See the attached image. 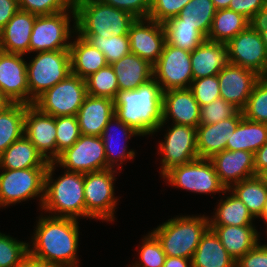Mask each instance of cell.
Listing matches in <instances>:
<instances>
[{
	"mask_svg": "<svg viewBox=\"0 0 267 267\" xmlns=\"http://www.w3.org/2000/svg\"><path fill=\"white\" fill-rule=\"evenodd\" d=\"M77 220L41 215L33 233L34 237H31L32 245H28L29 254L57 267H78L80 232Z\"/></svg>",
	"mask_w": 267,
	"mask_h": 267,
	"instance_id": "1",
	"label": "cell"
},
{
	"mask_svg": "<svg viewBox=\"0 0 267 267\" xmlns=\"http://www.w3.org/2000/svg\"><path fill=\"white\" fill-rule=\"evenodd\" d=\"M162 96L163 91L154 79L137 89L118 91L114 114L141 136L153 135L163 121Z\"/></svg>",
	"mask_w": 267,
	"mask_h": 267,
	"instance_id": "2",
	"label": "cell"
},
{
	"mask_svg": "<svg viewBox=\"0 0 267 267\" xmlns=\"http://www.w3.org/2000/svg\"><path fill=\"white\" fill-rule=\"evenodd\" d=\"M56 167L55 162L48 163L44 199L40 208L51 212L54 217L86 218L84 173L65 171L55 180L53 173Z\"/></svg>",
	"mask_w": 267,
	"mask_h": 267,
	"instance_id": "3",
	"label": "cell"
},
{
	"mask_svg": "<svg viewBox=\"0 0 267 267\" xmlns=\"http://www.w3.org/2000/svg\"><path fill=\"white\" fill-rule=\"evenodd\" d=\"M78 35H128L136 20L130 13L102 3L100 0H79L74 4Z\"/></svg>",
	"mask_w": 267,
	"mask_h": 267,
	"instance_id": "4",
	"label": "cell"
},
{
	"mask_svg": "<svg viewBox=\"0 0 267 267\" xmlns=\"http://www.w3.org/2000/svg\"><path fill=\"white\" fill-rule=\"evenodd\" d=\"M209 227L208 216H177L159 225L152 233L161 243L166 256L192 259Z\"/></svg>",
	"mask_w": 267,
	"mask_h": 267,
	"instance_id": "5",
	"label": "cell"
},
{
	"mask_svg": "<svg viewBox=\"0 0 267 267\" xmlns=\"http://www.w3.org/2000/svg\"><path fill=\"white\" fill-rule=\"evenodd\" d=\"M71 74L70 50L37 52L27 63L30 104Z\"/></svg>",
	"mask_w": 267,
	"mask_h": 267,
	"instance_id": "6",
	"label": "cell"
},
{
	"mask_svg": "<svg viewBox=\"0 0 267 267\" xmlns=\"http://www.w3.org/2000/svg\"><path fill=\"white\" fill-rule=\"evenodd\" d=\"M71 16L74 29L70 28ZM72 33L76 34L75 9L37 16L30 37L29 53L69 50L71 41L68 40L73 37Z\"/></svg>",
	"mask_w": 267,
	"mask_h": 267,
	"instance_id": "7",
	"label": "cell"
},
{
	"mask_svg": "<svg viewBox=\"0 0 267 267\" xmlns=\"http://www.w3.org/2000/svg\"><path fill=\"white\" fill-rule=\"evenodd\" d=\"M86 96L85 80L71 73L39 96L33 105L54 117L76 116Z\"/></svg>",
	"mask_w": 267,
	"mask_h": 267,
	"instance_id": "8",
	"label": "cell"
},
{
	"mask_svg": "<svg viewBox=\"0 0 267 267\" xmlns=\"http://www.w3.org/2000/svg\"><path fill=\"white\" fill-rule=\"evenodd\" d=\"M117 169H104L84 173L86 218L114 221L118 198L114 196Z\"/></svg>",
	"mask_w": 267,
	"mask_h": 267,
	"instance_id": "9",
	"label": "cell"
},
{
	"mask_svg": "<svg viewBox=\"0 0 267 267\" xmlns=\"http://www.w3.org/2000/svg\"><path fill=\"white\" fill-rule=\"evenodd\" d=\"M1 170L3 171L0 174V207L34 197H40V206H42L47 168Z\"/></svg>",
	"mask_w": 267,
	"mask_h": 267,
	"instance_id": "10",
	"label": "cell"
},
{
	"mask_svg": "<svg viewBox=\"0 0 267 267\" xmlns=\"http://www.w3.org/2000/svg\"><path fill=\"white\" fill-rule=\"evenodd\" d=\"M171 186L196 193H222L227 189L219 181L215 168L206 158H197L191 162L176 166L163 176Z\"/></svg>",
	"mask_w": 267,
	"mask_h": 267,
	"instance_id": "11",
	"label": "cell"
},
{
	"mask_svg": "<svg viewBox=\"0 0 267 267\" xmlns=\"http://www.w3.org/2000/svg\"><path fill=\"white\" fill-rule=\"evenodd\" d=\"M191 52L165 42L162 54L153 65V79L163 92L189 88L193 81Z\"/></svg>",
	"mask_w": 267,
	"mask_h": 267,
	"instance_id": "12",
	"label": "cell"
},
{
	"mask_svg": "<svg viewBox=\"0 0 267 267\" xmlns=\"http://www.w3.org/2000/svg\"><path fill=\"white\" fill-rule=\"evenodd\" d=\"M69 172L89 173L107 169L101 136L83 135L54 161Z\"/></svg>",
	"mask_w": 267,
	"mask_h": 267,
	"instance_id": "13",
	"label": "cell"
},
{
	"mask_svg": "<svg viewBox=\"0 0 267 267\" xmlns=\"http://www.w3.org/2000/svg\"><path fill=\"white\" fill-rule=\"evenodd\" d=\"M165 141L159 143L158 153L162 155L160 174L191 162L198 157L196 128L173 124L165 134Z\"/></svg>",
	"mask_w": 267,
	"mask_h": 267,
	"instance_id": "14",
	"label": "cell"
},
{
	"mask_svg": "<svg viewBox=\"0 0 267 267\" xmlns=\"http://www.w3.org/2000/svg\"><path fill=\"white\" fill-rule=\"evenodd\" d=\"M228 61L267 77V55L261 36L250 26L233 37L228 43Z\"/></svg>",
	"mask_w": 267,
	"mask_h": 267,
	"instance_id": "15",
	"label": "cell"
},
{
	"mask_svg": "<svg viewBox=\"0 0 267 267\" xmlns=\"http://www.w3.org/2000/svg\"><path fill=\"white\" fill-rule=\"evenodd\" d=\"M130 51L154 65L160 58L166 34L163 23L149 18L136 19L129 28Z\"/></svg>",
	"mask_w": 267,
	"mask_h": 267,
	"instance_id": "16",
	"label": "cell"
},
{
	"mask_svg": "<svg viewBox=\"0 0 267 267\" xmlns=\"http://www.w3.org/2000/svg\"><path fill=\"white\" fill-rule=\"evenodd\" d=\"M23 54L0 53V90L11 101L30 105L27 62Z\"/></svg>",
	"mask_w": 267,
	"mask_h": 267,
	"instance_id": "17",
	"label": "cell"
},
{
	"mask_svg": "<svg viewBox=\"0 0 267 267\" xmlns=\"http://www.w3.org/2000/svg\"><path fill=\"white\" fill-rule=\"evenodd\" d=\"M24 135L48 162L57 159L56 117L41 112L33 104L26 105Z\"/></svg>",
	"mask_w": 267,
	"mask_h": 267,
	"instance_id": "18",
	"label": "cell"
},
{
	"mask_svg": "<svg viewBox=\"0 0 267 267\" xmlns=\"http://www.w3.org/2000/svg\"><path fill=\"white\" fill-rule=\"evenodd\" d=\"M220 96L242 111L252 90L261 78L256 72L228 63L217 75Z\"/></svg>",
	"mask_w": 267,
	"mask_h": 267,
	"instance_id": "19",
	"label": "cell"
},
{
	"mask_svg": "<svg viewBox=\"0 0 267 267\" xmlns=\"http://www.w3.org/2000/svg\"><path fill=\"white\" fill-rule=\"evenodd\" d=\"M163 121L160 130L168 119L173 124H182L197 128L200 124V105L189 88L173 89L163 92L162 96ZM170 116V117H169Z\"/></svg>",
	"mask_w": 267,
	"mask_h": 267,
	"instance_id": "20",
	"label": "cell"
},
{
	"mask_svg": "<svg viewBox=\"0 0 267 267\" xmlns=\"http://www.w3.org/2000/svg\"><path fill=\"white\" fill-rule=\"evenodd\" d=\"M219 181L229 189L232 184L255 176L254 153L224 150L210 158Z\"/></svg>",
	"mask_w": 267,
	"mask_h": 267,
	"instance_id": "21",
	"label": "cell"
},
{
	"mask_svg": "<svg viewBox=\"0 0 267 267\" xmlns=\"http://www.w3.org/2000/svg\"><path fill=\"white\" fill-rule=\"evenodd\" d=\"M238 111L233 117L214 124H199L196 128L197 152L199 158L210 159L213 155L226 150V144L243 118Z\"/></svg>",
	"mask_w": 267,
	"mask_h": 267,
	"instance_id": "22",
	"label": "cell"
},
{
	"mask_svg": "<svg viewBox=\"0 0 267 267\" xmlns=\"http://www.w3.org/2000/svg\"><path fill=\"white\" fill-rule=\"evenodd\" d=\"M114 113L113 99L87 95L76 115L81 134L101 136Z\"/></svg>",
	"mask_w": 267,
	"mask_h": 267,
	"instance_id": "23",
	"label": "cell"
},
{
	"mask_svg": "<svg viewBox=\"0 0 267 267\" xmlns=\"http://www.w3.org/2000/svg\"><path fill=\"white\" fill-rule=\"evenodd\" d=\"M37 15L18 10L0 31V46L8 53H29L30 37Z\"/></svg>",
	"mask_w": 267,
	"mask_h": 267,
	"instance_id": "24",
	"label": "cell"
},
{
	"mask_svg": "<svg viewBox=\"0 0 267 267\" xmlns=\"http://www.w3.org/2000/svg\"><path fill=\"white\" fill-rule=\"evenodd\" d=\"M190 62L193 80L218 75L229 63L227 44L205 39L191 51Z\"/></svg>",
	"mask_w": 267,
	"mask_h": 267,
	"instance_id": "25",
	"label": "cell"
},
{
	"mask_svg": "<svg viewBox=\"0 0 267 267\" xmlns=\"http://www.w3.org/2000/svg\"><path fill=\"white\" fill-rule=\"evenodd\" d=\"M119 91L137 89L153 79V65L132 52L111 64Z\"/></svg>",
	"mask_w": 267,
	"mask_h": 267,
	"instance_id": "26",
	"label": "cell"
},
{
	"mask_svg": "<svg viewBox=\"0 0 267 267\" xmlns=\"http://www.w3.org/2000/svg\"><path fill=\"white\" fill-rule=\"evenodd\" d=\"M217 234L227 253L237 261L251 250L260 240L254 226L210 225Z\"/></svg>",
	"mask_w": 267,
	"mask_h": 267,
	"instance_id": "27",
	"label": "cell"
},
{
	"mask_svg": "<svg viewBox=\"0 0 267 267\" xmlns=\"http://www.w3.org/2000/svg\"><path fill=\"white\" fill-rule=\"evenodd\" d=\"M48 163L25 135L0 155V169L47 168Z\"/></svg>",
	"mask_w": 267,
	"mask_h": 267,
	"instance_id": "28",
	"label": "cell"
},
{
	"mask_svg": "<svg viewBox=\"0 0 267 267\" xmlns=\"http://www.w3.org/2000/svg\"><path fill=\"white\" fill-rule=\"evenodd\" d=\"M70 44L71 73L86 79L107 65L104 54L76 33Z\"/></svg>",
	"mask_w": 267,
	"mask_h": 267,
	"instance_id": "29",
	"label": "cell"
},
{
	"mask_svg": "<svg viewBox=\"0 0 267 267\" xmlns=\"http://www.w3.org/2000/svg\"><path fill=\"white\" fill-rule=\"evenodd\" d=\"M191 261L192 267H236V261L210 227L203 234Z\"/></svg>",
	"mask_w": 267,
	"mask_h": 267,
	"instance_id": "30",
	"label": "cell"
},
{
	"mask_svg": "<svg viewBox=\"0 0 267 267\" xmlns=\"http://www.w3.org/2000/svg\"><path fill=\"white\" fill-rule=\"evenodd\" d=\"M113 125L116 128H119V130H121L123 137L125 136L124 137L125 139H123L125 141L127 139H130L132 136H141V135L138 132H136L132 127L128 126L127 124H124L115 114L108 121L107 125L105 126V128L101 134V138H102V141L104 144V149H105L107 169L108 168L114 169L116 163H117L116 166L119 165L117 168L120 169V168H122L120 166V164L122 165V163L126 159H129V160L132 159L133 160V158L135 157V152L132 149L128 151L127 150L128 146L127 145L124 146L125 145L124 141H123V146L120 147L121 148L120 150H119V148L118 149L116 148V146H117L116 143H117L118 139H117V141L115 140V135L116 136L118 135V134H116L118 131L115 132V134L113 133V135H111V131H112L111 128L114 127ZM116 128H113V130ZM113 141L115 143H113ZM118 161L120 162L119 164H118Z\"/></svg>",
	"mask_w": 267,
	"mask_h": 267,
	"instance_id": "31",
	"label": "cell"
},
{
	"mask_svg": "<svg viewBox=\"0 0 267 267\" xmlns=\"http://www.w3.org/2000/svg\"><path fill=\"white\" fill-rule=\"evenodd\" d=\"M267 142V124L253 122L245 117L241 119L231 138L228 139L226 150H243L255 153Z\"/></svg>",
	"mask_w": 267,
	"mask_h": 267,
	"instance_id": "32",
	"label": "cell"
},
{
	"mask_svg": "<svg viewBox=\"0 0 267 267\" xmlns=\"http://www.w3.org/2000/svg\"><path fill=\"white\" fill-rule=\"evenodd\" d=\"M249 26V20L228 8L216 11L207 40L227 44Z\"/></svg>",
	"mask_w": 267,
	"mask_h": 267,
	"instance_id": "33",
	"label": "cell"
},
{
	"mask_svg": "<svg viewBox=\"0 0 267 267\" xmlns=\"http://www.w3.org/2000/svg\"><path fill=\"white\" fill-rule=\"evenodd\" d=\"M26 104L12 103L0 111V155L24 136Z\"/></svg>",
	"mask_w": 267,
	"mask_h": 267,
	"instance_id": "34",
	"label": "cell"
},
{
	"mask_svg": "<svg viewBox=\"0 0 267 267\" xmlns=\"http://www.w3.org/2000/svg\"><path fill=\"white\" fill-rule=\"evenodd\" d=\"M220 199L215 214L210 218L209 225L253 226L254 217L247 206L232 193Z\"/></svg>",
	"mask_w": 267,
	"mask_h": 267,
	"instance_id": "35",
	"label": "cell"
},
{
	"mask_svg": "<svg viewBox=\"0 0 267 267\" xmlns=\"http://www.w3.org/2000/svg\"><path fill=\"white\" fill-rule=\"evenodd\" d=\"M227 192H232L241 200L254 218H258L262 213L267 198V187L257 175L232 185Z\"/></svg>",
	"mask_w": 267,
	"mask_h": 267,
	"instance_id": "36",
	"label": "cell"
},
{
	"mask_svg": "<svg viewBox=\"0 0 267 267\" xmlns=\"http://www.w3.org/2000/svg\"><path fill=\"white\" fill-rule=\"evenodd\" d=\"M217 9L212 0H191L177 15L181 24L194 26L207 38Z\"/></svg>",
	"mask_w": 267,
	"mask_h": 267,
	"instance_id": "37",
	"label": "cell"
},
{
	"mask_svg": "<svg viewBox=\"0 0 267 267\" xmlns=\"http://www.w3.org/2000/svg\"><path fill=\"white\" fill-rule=\"evenodd\" d=\"M166 42L186 51H193L206 38L189 24H181L178 16L172 17L163 23Z\"/></svg>",
	"mask_w": 267,
	"mask_h": 267,
	"instance_id": "38",
	"label": "cell"
},
{
	"mask_svg": "<svg viewBox=\"0 0 267 267\" xmlns=\"http://www.w3.org/2000/svg\"><path fill=\"white\" fill-rule=\"evenodd\" d=\"M105 56L107 64H112L130 53L129 35H112L105 38L101 35H79Z\"/></svg>",
	"mask_w": 267,
	"mask_h": 267,
	"instance_id": "39",
	"label": "cell"
},
{
	"mask_svg": "<svg viewBox=\"0 0 267 267\" xmlns=\"http://www.w3.org/2000/svg\"><path fill=\"white\" fill-rule=\"evenodd\" d=\"M87 95L115 99L119 91L117 77L111 64L85 79Z\"/></svg>",
	"mask_w": 267,
	"mask_h": 267,
	"instance_id": "40",
	"label": "cell"
},
{
	"mask_svg": "<svg viewBox=\"0 0 267 267\" xmlns=\"http://www.w3.org/2000/svg\"><path fill=\"white\" fill-rule=\"evenodd\" d=\"M242 112L250 121L267 124V77L257 81Z\"/></svg>",
	"mask_w": 267,
	"mask_h": 267,
	"instance_id": "41",
	"label": "cell"
},
{
	"mask_svg": "<svg viewBox=\"0 0 267 267\" xmlns=\"http://www.w3.org/2000/svg\"><path fill=\"white\" fill-rule=\"evenodd\" d=\"M28 245L0 232V267H19L29 254Z\"/></svg>",
	"mask_w": 267,
	"mask_h": 267,
	"instance_id": "42",
	"label": "cell"
},
{
	"mask_svg": "<svg viewBox=\"0 0 267 267\" xmlns=\"http://www.w3.org/2000/svg\"><path fill=\"white\" fill-rule=\"evenodd\" d=\"M142 241L139 248V261L131 267H163L167 256L156 236L149 232Z\"/></svg>",
	"mask_w": 267,
	"mask_h": 267,
	"instance_id": "43",
	"label": "cell"
},
{
	"mask_svg": "<svg viewBox=\"0 0 267 267\" xmlns=\"http://www.w3.org/2000/svg\"><path fill=\"white\" fill-rule=\"evenodd\" d=\"M81 136L76 116L56 117L57 158Z\"/></svg>",
	"mask_w": 267,
	"mask_h": 267,
	"instance_id": "44",
	"label": "cell"
},
{
	"mask_svg": "<svg viewBox=\"0 0 267 267\" xmlns=\"http://www.w3.org/2000/svg\"><path fill=\"white\" fill-rule=\"evenodd\" d=\"M239 111L233 104L226 102L222 97L211 103L201 106L200 124H214L221 120L233 117Z\"/></svg>",
	"mask_w": 267,
	"mask_h": 267,
	"instance_id": "45",
	"label": "cell"
},
{
	"mask_svg": "<svg viewBox=\"0 0 267 267\" xmlns=\"http://www.w3.org/2000/svg\"><path fill=\"white\" fill-rule=\"evenodd\" d=\"M18 6L20 10L37 16L75 9L70 0H18Z\"/></svg>",
	"mask_w": 267,
	"mask_h": 267,
	"instance_id": "46",
	"label": "cell"
},
{
	"mask_svg": "<svg viewBox=\"0 0 267 267\" xmlns=\"http://www.w3.org/2000/svg\"><path fill=\"white\" fill-rule=\"evenodd\" d=\"M189 89L200 107L221 97L217 75L194 79Z\"/></svg>",
	"mask_w": 267,
	"mask_h": 267,
	"instance_id": "47",
	"label": "cell"
},
{
	"mask_svg": "<svg viewBox=\"0 0 267 267\" xmlns=\"http://www.w3.org/2000/svg\"><path fill=\"white\" fill-rule=\"evenodd\" d=\"M191 0H151L148 18L159 23H164L177 16L184 6Z\"/></svg>",
	"mask_w": 267,
	"mask_h": 267,
	"instance_id": "48",
	"label": "cell"
},
{
	"mask_svg": "<svg viewBox=\"0 0 267 267\" xmlns=\"http://www.w3.org/2000/svg\"><path fill=\"white\" fill-rule=\"evenodd\" d=\"M102 3L130 13L136 19L148 18L151 0H100Z\"/></svg>",
	"mask_w": 267,
	"mask_h": 267,
	"instance_id": "49",
	"label": "cell"
},
{
	"mask_svg": "<svg viewBox=\"0 0 267 267\" xmlns=\"http://www.w3.org/2000/svg\"><path fill=\"white\" fill-rule=\"evenodd\" d=\"M258 242L236 261V267H267V244Z\"/></svg>",
	"mask_w": 267,
	"mask_h": 267,
	"instance_id": "50",
	"label": "cell"
},
{
	"mask_svg": "<svg viewBox=\"0 0 267 267\" xmlns=\"http://www.w3.org/2000/svg\"><path fill=\"white\" fill-rule=\"evenodd\" d=\"M266 3L267 0H231L228 9L233 10L250 20Z\"/></svg>",
	"mask_w": 267,
	"mask_h": 267,
	"instance_id": "51",
	"label": "cell"
},
{
	"mask_svg": "<svg viewBox=\"0 0 267 267\" xmlns=\"http://www.w3.org/2000/svg\"><path fill=\"white\" fill-rule=\"evenodd\" d=\"M18 10V0H0V31Z\"/></svg>",
	"mask_w": 267,
	"mask_h": 267,
	"instance_id": "52",
	"label": "cell"
},
{
	"mask_svg": "<svg viewBox=\"0 0 267 267\" xmlns=\"http://www.w3.org/2000/svg\"><path fill=\"white\" fill-rule=\"evenodd\" d=\"M249 26L259 34L266 31L267 3L252 16V18L249 20Z\"/></svg>",
	"mask_w": 267,
	"mask_h": 267,
	"instance_id": "53",
	"label": "cell"
},
{
	"mask_svg": "<svg viewBox=\"0 0 267 267\" xmlns=\"http://www.w3.org/2000/svg\"><path fill=\"white\" fill-rule=\"evenodd\" d=\"M255 174L267 168V142L254 153Z\"/></svg>",
	"mask_w": 267,
	"mask_h": 267,
	"instance_id": "54",
	"label": "cell"
},
{
	"mask_svg": "<svg viewBox=\"0 0 267 267\" xmlns=\"http://www.w3.org/2000/svg\"><path fill=\"white\" fill-rule=\"evenodd\" d=\"M163 267H192L191 259L167 256Z\"/></svg>",
	"mask_w": 267,
	"mask_h": 267,
	"instance_id": "55",
	"label": "cell"
},
{
	"mask_svg": "<svg viewBox=\"0 0 267 267\" xmlns=\"http://www.w3.org/2000/svg\"><path fill=\"white\" fill-rule=\"evenodd\" d=\"M19 267H57L53 264L48 263L47 261H42L36 259L35 257L28 254L22 261Z\"/></svg>",
	"mask_w": 267,
	"mask_h": 267,
	"instance_id": "56",
	"label": "cell"
},
{
	"mask_svg": "<svg viewBox=\"0 0 267 267\" xmlns=\"http://www.w3.org/2000/svg\"><path fill=\"white\" fill-rule=\"evenodd\" d=\"M215 8L219 9H226L229 7L231 0H212Z\"/></svg>",
	"mask_w": 267,
	"mask_h": 267,
	"instance_id": "57",
	"label": "cell"
},
{
	"mask_svg": "<svg viewBox=\"0 0 267 267\" xmlns=\"http://www.w3.org/2000/svg\"><path fill=\"white\" fill-rule=\"evenodd\" d=\"M11 104V101L0 90V111L5 110Z\"/></svg>",
	"mask_w": 267,
	"mask_h": 267,
	"instance_id": "58",
	"label": "cell"
},
{
	"mask_svg": "<svg viewBox=\"0 0 267 267\" xmlns=\"http://www.w3.org/2000/svg\"><path fill=\"white\" fill-rule=\"evenodd\" d=\"M257 176L262 180L264 185L267 187V168L262 170Z\"/></svg>",
	"mask_w": 267,
	"mask_h": 267,
	"instance_id": "59",
	"label": "cell"
},
{
	"mask_svg": "<svg viewBox=\"0 0 267 267\" xmlns=\"http://www.w3.org/2000/svg\"><path fill=\"white\" fill-rule=\"evenodd\" d=\"M259 218H262L265 221V224L267 225V198H266V201H265V205H264L263 211L259 215Z\"/></svg>",
	"mask_w": 267,
	"mask_h": 267,
	"instance_id": "60",
	"label": "cell"
},
{
	"mask_svg": "<svg viewBox=\"0 0 267 267\" xmlns=\"http://www.w3.org/2000/svg\"><path fill=\"white\" fill-rule=\"evenodd\" d=\"M260 36H261L263 43L265 44L266 55H267V29H266V31L261 32Z\"/></svg>",
	"mask_w": 267,
	"mask_h": 267,
	"instance_id": "61",
	"label": "cell"
},
{
	"mask_svg": "<svg viewBox=\"0 0 267 267\" xmlns=\"http://www.w3.org/2000/svg\"><path fill=\"white\" fill-rule=\"evenodd\" d=\"M73 4H75L79 0H70Z\"/></svg>",
	"mask_w": 267,
	"mask_h": 267,
	"instance_id": "62",
	"label": "cell"
}]
</instances>
